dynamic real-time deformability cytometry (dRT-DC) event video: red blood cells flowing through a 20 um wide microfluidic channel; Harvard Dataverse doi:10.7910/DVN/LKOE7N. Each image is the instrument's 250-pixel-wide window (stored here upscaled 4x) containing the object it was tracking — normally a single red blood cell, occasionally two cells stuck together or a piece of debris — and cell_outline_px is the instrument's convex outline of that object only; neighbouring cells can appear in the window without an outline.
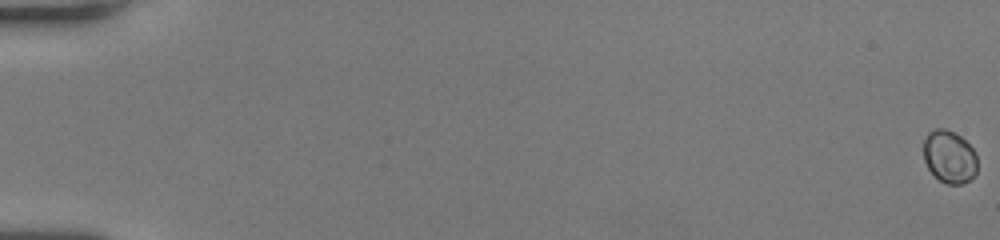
{"species": "human", "species_latin": "Homo sapiens", "temperature_condition": "room temperature", "stored_images_in_passage": 55, "camera_frame_rate_fps": 3000, "um_per_image_px": 0.085, "donor": {"sex": "female"}, "frame": {"image": 1, "passage_image": 1, "time_ms": 0.0, "image_size_px": [1000, 240], "cell_outline_px": [[976, 172], [968, 180], [960, 184], [948, 184], [940, 180], [928, 168], [924, 160], [924, 140], [928, 132], [936, 128], [944, 128], [960, 136], [972, 148], [976, 156]], "centroid_in_image_um": [80.68, 13.31], "position_along_channel_um": 4.3, "area_um2": 16.18}}
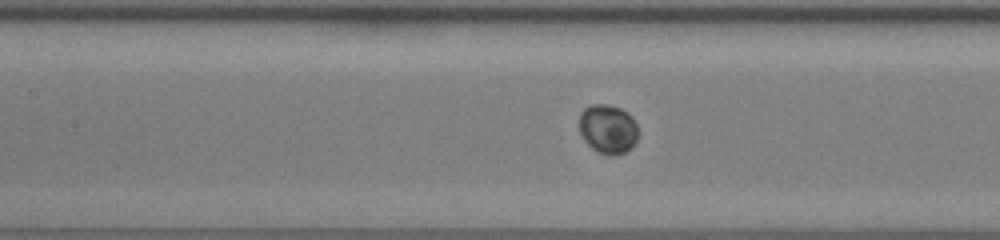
{"frame": {"image": 2, "passage_image": 28, "time_ms": 9.0, "image_size_px": [1000, 240], "cell_outline_px": [[636, 140], [632, 148], [624, 152], [612, 156], [600, 152], [592, 148], [584, 140], [580, 132], [580, 112], [584, 108], [592, 104], [608, 104], [620, 108], [628, 112], [632, 116], [636, 124]], "centroid_in_image_um": [51.67, 10.94], "position_along_channel_um": 155.7, "area_um2": 16.82}}
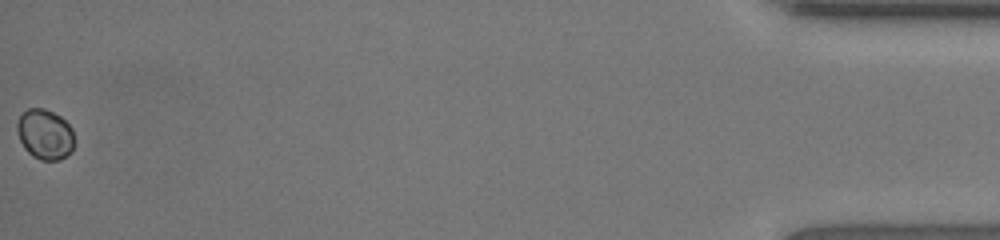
{"frame": {"image": 3, "passage_image": 55, "time_ms": 18.0, "image_size_px": [1000, 240], "cell_outline_px": [[72, 152], [60, 160], [40, 160], [32, 156], [24, 148], [20, 140], [16, 128], [16, 124], [20, 116], [28, 108], [44, 108], [60, 116], [72, 128]], "centroid_in_image_um": [3.8, 11.42], "position_along_channel_um": 431.4, "area_um2": 16.65}}